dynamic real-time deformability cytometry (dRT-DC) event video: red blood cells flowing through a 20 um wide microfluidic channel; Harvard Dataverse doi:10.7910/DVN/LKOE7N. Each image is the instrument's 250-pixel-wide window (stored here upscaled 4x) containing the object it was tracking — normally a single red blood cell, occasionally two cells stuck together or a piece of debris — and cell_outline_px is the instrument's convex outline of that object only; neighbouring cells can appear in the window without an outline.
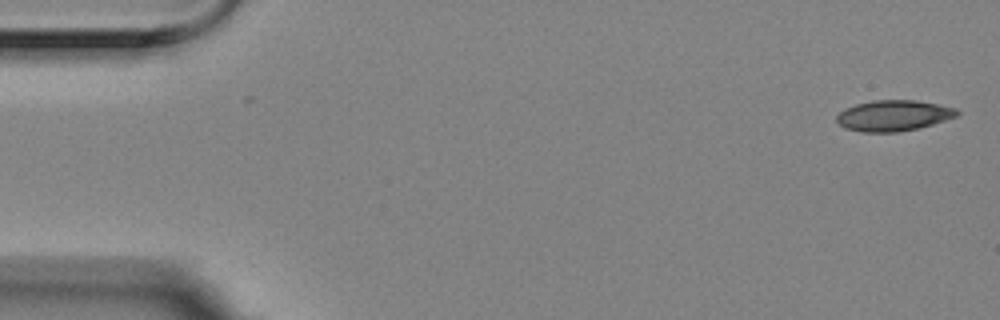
{"species": "Egyptian fruit bat (a non-hibernating species)", "species_latin": "Rousettus aegyptiacus", "temperature_condition": "room temperature", "stored_images_in_passage": 5, "camera_frame_rate_fps": 3000, "um_per_image_px": 0.085, "animal": {"sex": "female"}, "frame": {"image": 1, "passage_image": 1, "time_ms": 0.0, "image_size_px": [1000, 320], "cell_outline_px": [[960, 112], [956, 116], [932, 124], [916, 128], [896, 132], [860, 132], [844, 128], [836, 120], [836, 116], [844, 108], [856, 104], [872, 100], [916, 100], [956, 108]], "centroid_in_image_um": [75.9, 9.82], "position_along_channel_um": 9.1, "area_um2": 21.5}}
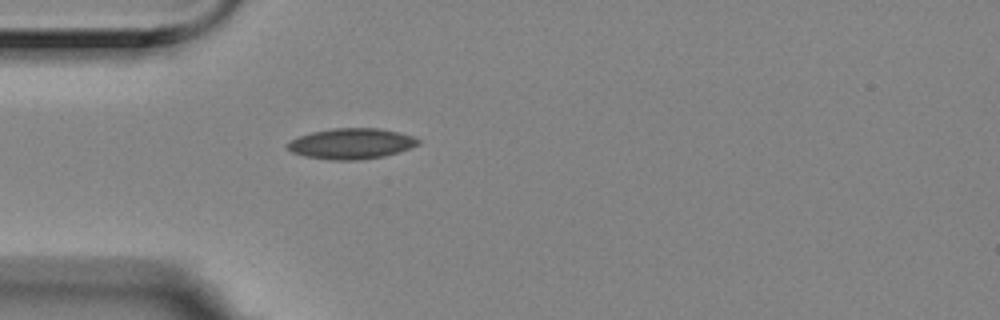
{"frame": {"image": 2, "passage_image": 5, "time_ms": 1.333, "image_size_px": [1000, 320], "cell_outline_px": [[420, 144], [384, 156], [360, 160], [332, 160], [304, 156], [292, 152], [284, 144], [300, 136], [312, 132], [332, 128], [380, 128], [412, 136], [420, 140]], "centroid_in_image_um": [29.83, 12.21], "position_along_channel_um": 55.2, "area_um2": 23.18}}